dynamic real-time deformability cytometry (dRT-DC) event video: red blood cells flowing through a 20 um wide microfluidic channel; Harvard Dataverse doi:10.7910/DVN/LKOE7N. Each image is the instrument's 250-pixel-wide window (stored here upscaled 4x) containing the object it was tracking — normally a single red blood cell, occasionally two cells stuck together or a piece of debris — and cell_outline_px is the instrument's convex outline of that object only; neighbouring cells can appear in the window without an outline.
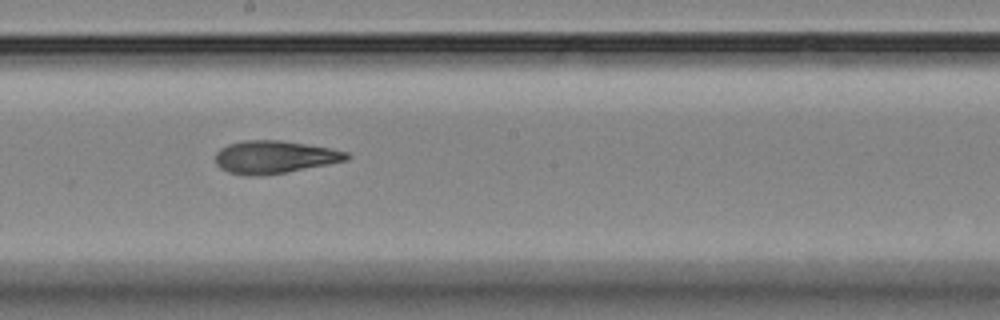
{"species": "Egyptian fruit bat (a non-hibernating species)", "species_latin": "Rousettus aegyptiacus", "temperature_condition": "room temperature", "stored_images_in_passage": 12, "camera_frame_rate_fps": 3000, "um_per_image_px": 0.085, "animal": {"sex": "female"}, "frame": {"image": 1, "passage_image": 9, "time_ms": 9.333, "image_size_px": [1000, 320], "cell_outline_px": [[352, 156], [348, 160], [328, 164], [284, 172], [252, 176], [244, 176], [228, 172], [220, 168], [216, 164], [216, 152], [220, 148], [228, 144], [244, 140], [280, 140], [332, 148], [348, 152]], "centroid_in_image_um": [23.33, 13.34], "position_along_channel_um": 224.9, "area_um2": 25.03}}
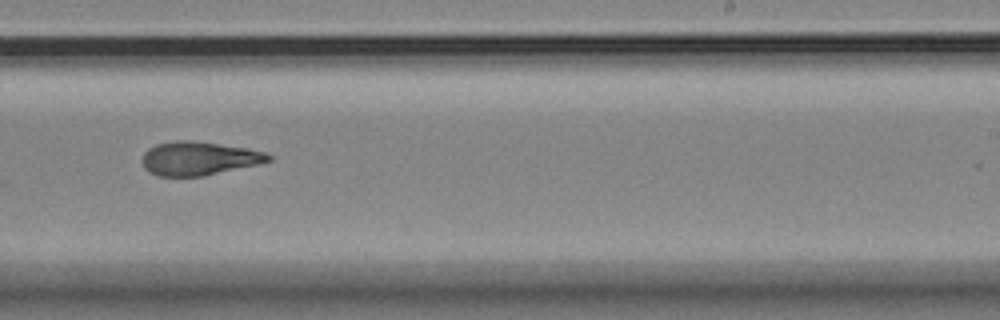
{"frame": {"image": 2, "passage_image": 10, "time_ms": 10.667, "image_size_px": [1000, 320], "cell_outline_px": [[272, 160], [260, 164], [204, 176], [156, 176], [148, 172], [144, 168], [140, 160], [144, 152], [148, 148], [156, 144], [176, 140], [192, 140], [248, 148], [264, 152], [272, 156]], "centroid_in_image_um": [16.87, 13.47], "position_along_channel_um": 272.1, "area_um2": 25.09}}
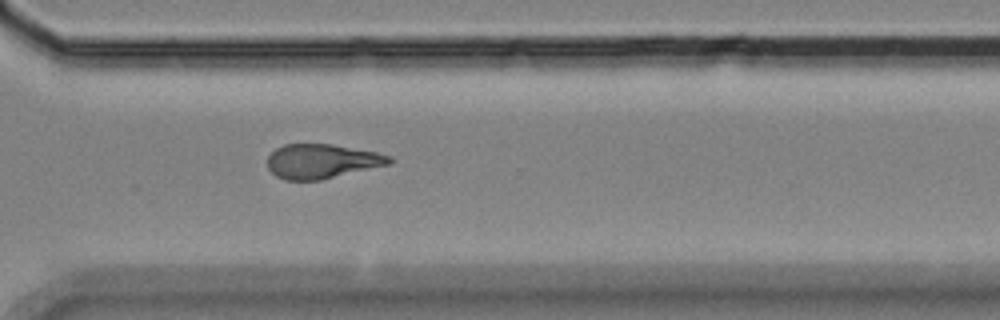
{"frame": {"image": 3, "passage_image": 12, "time_ms": 12.667, "image_size_px": [1000, 320], "cell_outline_px": [[392, 160], [388, 164], [320, 180], [284, 180], [276, 176], [268, 168], [268, 156], [276, 148], [284, 144], [332, 144], [376, 152], [392, 156]], "centroid_in_image_um": [27.32, 13.7], "position_along_channel_um": 343.3, "area_um2": 24.22}}